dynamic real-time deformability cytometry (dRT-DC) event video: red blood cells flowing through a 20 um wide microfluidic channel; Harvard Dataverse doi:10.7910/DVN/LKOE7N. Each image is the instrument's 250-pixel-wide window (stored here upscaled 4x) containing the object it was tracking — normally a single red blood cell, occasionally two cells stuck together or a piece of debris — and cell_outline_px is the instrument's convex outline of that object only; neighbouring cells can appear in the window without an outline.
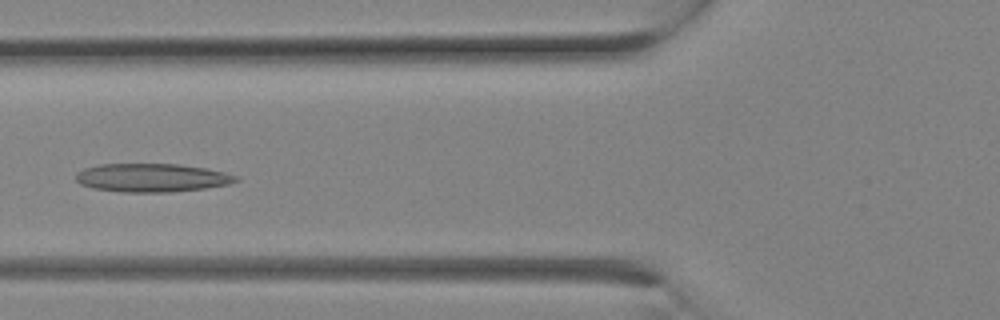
{"species": "Egyptian fruit bat (a non-hibernating species)", "species_latin": "Rousettus aegyptiacus", "temperature_condition": "room temperature", "stored_images_in_passage": 11, "camera_frame_rate_fps": 3000, "um_per_image_px": 0.085, "animal": {"sex": "female"}, "frame": {"image": 1, "passage_image": 10, "time_ms": 3.0, "image_size_px": [1000, 320], "cell_outline_px": [[240, 180], [228, 184], [204, 188], [172, 192], [124, 192], [92, 188], [80, 184], [76, 180], [76, 172], [84, 168], [100, 164], [180, 164], [204, 168], [224, 172], [240, 176]], "centroid_in_image_um": [12.91, 15.1], "position_along_channel_um": 112.9, "area_um2": 26.59}}